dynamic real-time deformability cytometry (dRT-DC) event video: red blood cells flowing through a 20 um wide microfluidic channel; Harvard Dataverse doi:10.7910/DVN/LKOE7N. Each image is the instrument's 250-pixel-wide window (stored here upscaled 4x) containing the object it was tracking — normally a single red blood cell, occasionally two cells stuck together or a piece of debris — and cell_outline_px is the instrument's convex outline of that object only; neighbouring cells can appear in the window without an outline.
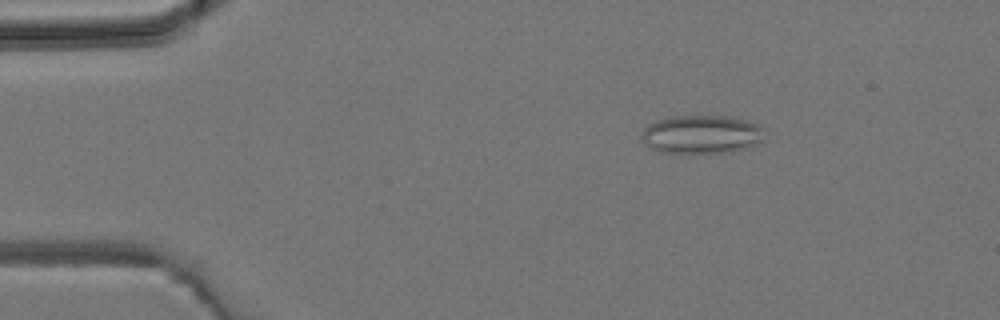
{"species": "common noctule bat (a hibernating species)", "species_latin": "Nyctalus noctula", "temperature_condition": "room temperature", "stored_images_in_passage": 4, "camera_frame_rate_fps": 3000, "um_per_image_px": 0.085, "animal": {"sex": "male", "body_mass_g": 19.2, "forearm_length_mm": 51.8}, "frame": {"image": 1, "passage_image": 3, "time_ms": 2.333, "image_size_px": [1000, 320], "cell_outline_px": [[764, 140], [756, 144], [744, 148], [724, 152], [660, 152], [644, 144], [640, 140], [640, 136], [644, 128], [648, 124], [656, 120], [672, 116], [724, 116], [748, 120], [760, 124], [764, 128]], "centroid_in_image_um": [59.63, 11.4], "position_along_channel_um": 25.4, "area_um2": 27.63}}